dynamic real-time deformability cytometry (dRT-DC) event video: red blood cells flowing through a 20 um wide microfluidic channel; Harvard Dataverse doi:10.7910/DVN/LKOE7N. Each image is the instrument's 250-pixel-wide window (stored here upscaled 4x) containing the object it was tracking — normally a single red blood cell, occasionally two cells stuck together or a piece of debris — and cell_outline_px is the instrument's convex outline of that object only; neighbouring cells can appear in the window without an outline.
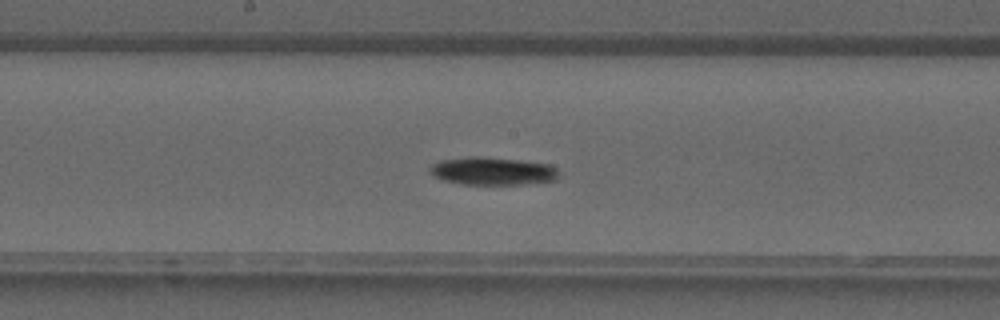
{"species": "common noctule bat (a hibernating species)", "species_latin": "Nyctalus noctula", "temperature_condition": "warm", "stored_images_in_passage": 33, "camera_frame_rate_fps": 3000, "um_per_image_px": 0.085, "animal": {"sex": "male", "forearm_length_mm": 52.5}, "frame": {"image": 1, "passage_image": 14, "time_ms": 4.333, "image_size_px": [1000, 320], "cell_outline_px": [[556, 180], [520, 184], [464, 184], [444, 180], [428, 172], [428, 168], [432, 164], [440, 160], [472, 156], [480, 156], [516, 160], [548, 164], [556, 168]], "centroid_in_image_um": [41.8, 14.53], "position_along_channel_um": 206.4, "area_um2": 20.58}}
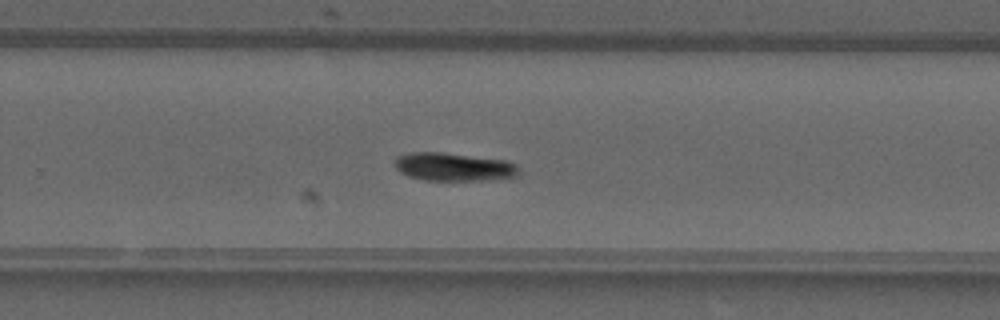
{"frame": {"image": 2, "passage_image": 19, "time_ms": 6.0, "image_size_px": [1000, 320], "cell_outline_px": [[516, 176], [500, 180], [424, 180], [408, 176], [400, 172], [392, 164], [400, 156], [412, 152], [444, 152], [504, 160], [516, 164]], "centroid_in_image_um": [38.54, 14.19], "position_along_channel_um": 291.3, "area_um2": 20.35}}
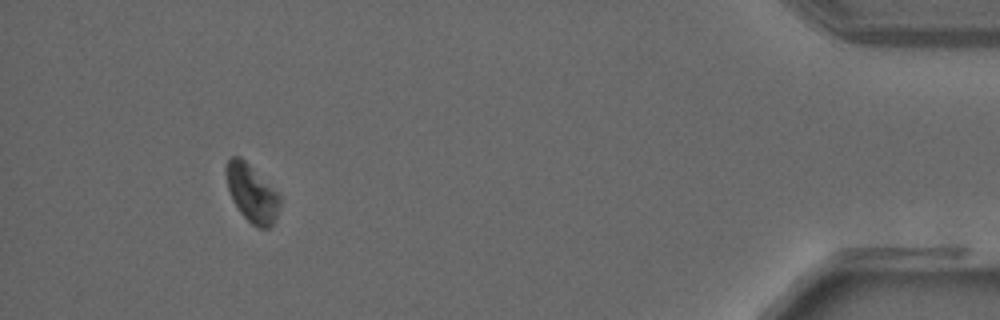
{"frame": {"image": 3, "passage_image": 30, "time_ms": 9.667, "image_size_px": [1000, 320], "cell_outline_px": [[280, 204], [276, 216], [272, 224], [268, 228], [260, 228], [252, 224], [240, 212], [232, 200], [228, 188], [224, 172], [224, 168], [228, 160], [232, 156], [240, 156], [280, 196]], "centroid_in_image_um": [21.36, 16.42], "position_along_channel_um": 413.8, "area_um2": 17.63}}